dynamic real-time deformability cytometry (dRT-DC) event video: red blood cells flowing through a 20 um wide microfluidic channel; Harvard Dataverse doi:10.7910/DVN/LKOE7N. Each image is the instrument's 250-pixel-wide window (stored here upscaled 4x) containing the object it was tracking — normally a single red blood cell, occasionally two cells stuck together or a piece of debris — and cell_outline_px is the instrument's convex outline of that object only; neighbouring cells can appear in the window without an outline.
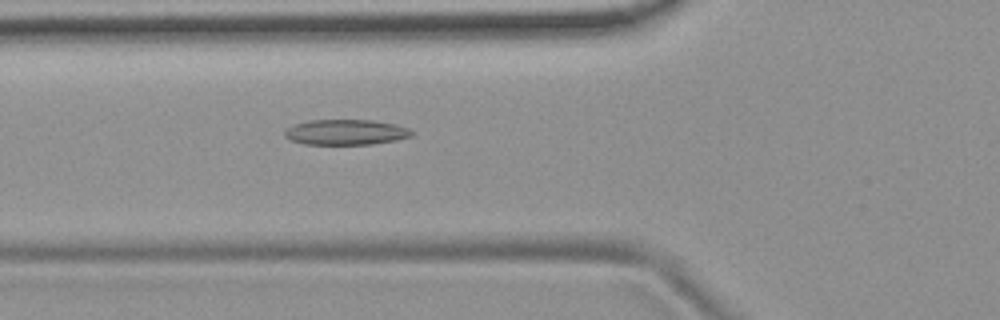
{"species": "common noctule bat (a hibernating species)", "species_latin": "Nyctalus noctula", "temperature_condition": "room temperature", "stored_images_in_passage": 54, "camera_frame_rate_fps": 3000, "um_per_image_px": 0.085, "animal": {"sex": "female", "body_mass_g": 19.9}, "frame": {"image": 1, "passage_image": 20, "time_ms": 6.333, "image_size_px": [1000, 320], "cell_outline_px": [[412, 136], [396, 140], [372, 144], [304, 144], [292, 140], [284, 136], [284, 132], [288, 128], [296, 124], [308, 120], [372, 120], [396, 124], [408, 128], [412, 132]], "centroid_in_image_um": [29.41, 11.23], "position_along_channel_um": 96.4, "area_um2": 18.67}}
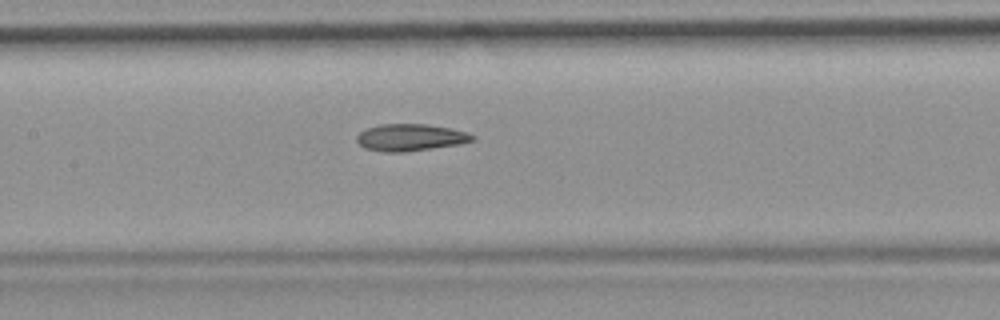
{"frame": {"image": 2, "passage_image": 26, "time_ms": 8.333, "image_size_px": [1000, 320], "cell_outline_px": [[476, 136], [472, 140], [460, 144], [404, 152], [388, 152], [364, 148], [356, 140], [356, 136], [364, 128], [380, 124], [424, 124], [452, 128]], "centroid_in_image_um": [34.84, 11.67], "position_along_channel_um": 172.6, "area_um2": 18.09}}
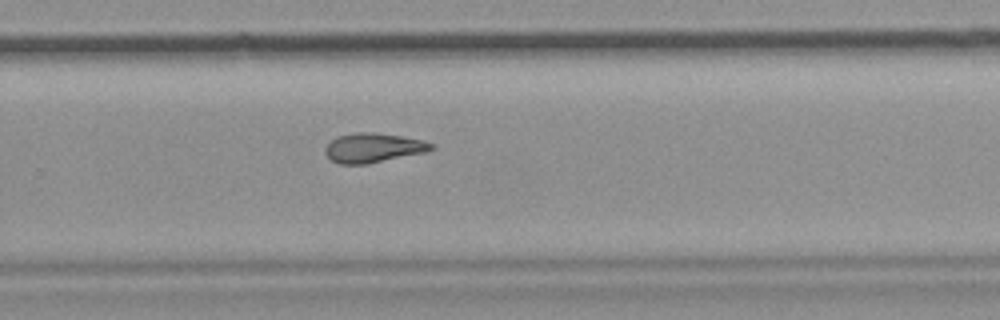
{"frame": {"image": 3, "passage_image": 36, "time_ms": 11.667, "image_size_px": [1000, 320], "cell_outline_px": [[436, 148], [424, 152], [368, 164], [340, 164], [332, 160], [324, 152], [324, 148], [336, 136], [356, 132], [376, 132], [424, 140], [432, 144]], "centroid_in_image_um": [31.71, 12.55], "position_along_channel_um": 298.1, "area_um2": 18.15}, "authors_computed_cell_mechanics": {"area_um2": 18.6983, "velocity_mm_per_s": 3.7876, "shape_relaxation_time_tau1_ms": null, "shape_relaxation_time_tau2_ms": 3.2464, "deformation_change_tau1": null, "deformation_change_tau2": 0.1066}}